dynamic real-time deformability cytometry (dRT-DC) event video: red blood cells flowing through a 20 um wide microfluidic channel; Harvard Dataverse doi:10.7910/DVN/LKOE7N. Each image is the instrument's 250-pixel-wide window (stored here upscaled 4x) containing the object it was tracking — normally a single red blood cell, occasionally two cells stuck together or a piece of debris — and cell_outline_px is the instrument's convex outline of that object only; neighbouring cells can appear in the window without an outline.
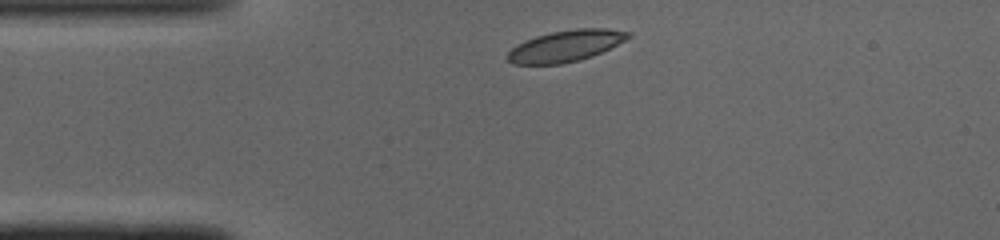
{"species": "common noctule bat (a hibernating species)", "species_latin": "Nyctalus noctula", "temperature_condition": "cold", "stored_images_in_passage": 39, "camera_frame_rate_fps": 3000, "um_per_image_px": 0.085, "animal": {"sex": "male", "body_mass_g": 19.0, "forearm_length_mm": 50.8}, "frame": {"image": 1, "passage_image": 1, "time_ms": 0.0, "image_size_px": [1000, 240], "cell_outline_px": [[632, 36], [592, 56], [580, 60], [560, 64], [512, 64], [508, 60], [508, 52], [512, 48], [524, 40], [536, 36], [552, 32], [576, 28], [608, 28], [632, 32]], "centroid_in_image_um": [48.08, 3.89], "position_along_channel_um": 36.9, "area_um2": 21.91}}
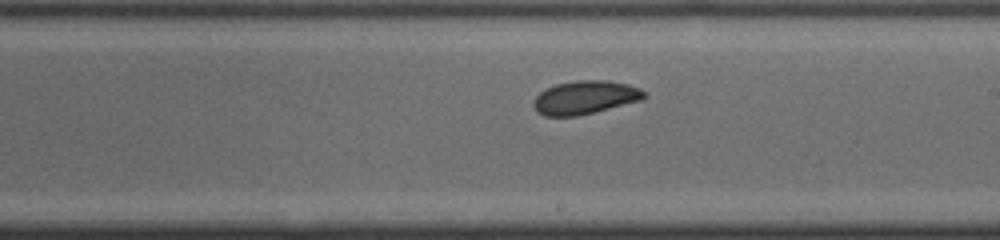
{"frame": {"image": 2, "passage_image": 18, "time_ms": 5.667, "image_size_px": [1000, 240], "cell_outline_px": [[648, 96], [644, 100], [576, 116], [544, 116], [532, 104], [536, 96], [540, 92], [556, 84], [576, 80], [604, 80], [628, 84], [640, 88]], "centroid_in_image_um": [49.78, 8.28], "position_along_channel_um": 239.2, "area_um2": 21.44}}
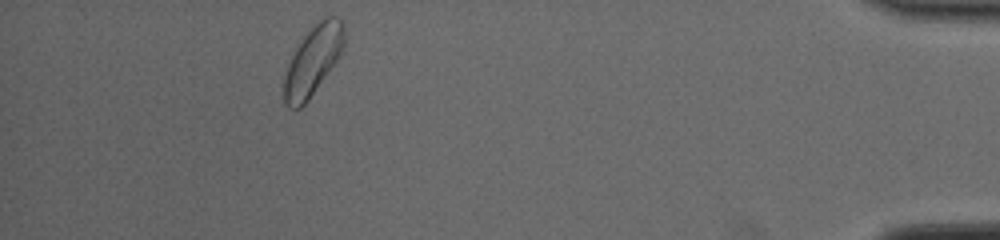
{"frame": {"image": 3, "passage_image": 35, "time_ms": 11.333, "image_size_px": [1000, 240], "cell_outline_px": [[344, 44], [336, 60], [308, 100], [300, 108], [288, 108], [284, 104], [284, 76], [288, 64], [296, 48], [304, 36], [324, 16], [336, 16], [344, 24]], "centroid_in_image_um": [26.58, 5.15], "position_along_channel_um": 408.6, "area_um2": 23.64}, "authors_computed_cell_mechanics": {"area_um2": 21.964, "velocity_mm_per_s": 4.0479, "shape_relaxation_time_tau1_ms": 5.1418, "shape_relaxation_time_tau2_ms": 2.371, "deformation_change_tau1": 0.0995, "deformation_change_tau2": 0.0621}}